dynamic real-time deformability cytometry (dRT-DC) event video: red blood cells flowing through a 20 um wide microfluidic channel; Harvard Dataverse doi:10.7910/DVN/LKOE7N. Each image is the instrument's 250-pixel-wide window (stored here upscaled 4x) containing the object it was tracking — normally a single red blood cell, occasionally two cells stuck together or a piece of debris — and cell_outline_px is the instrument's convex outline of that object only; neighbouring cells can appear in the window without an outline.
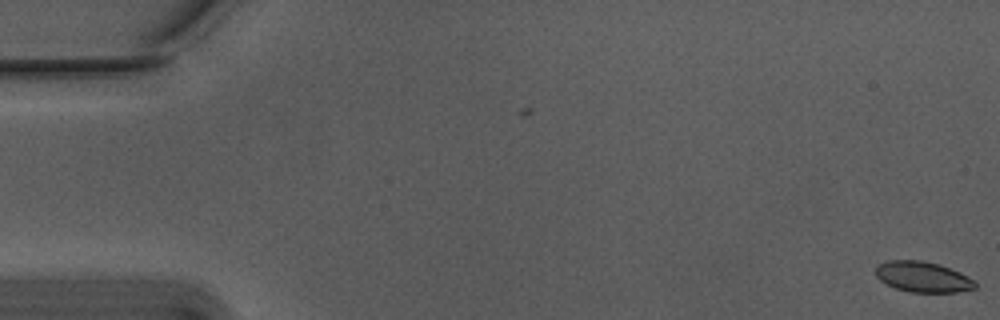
{"species": "Egyptian fruit bat (a non-hibernating species)", "species_latin": "Rousettus aegyptiacus", "temperature_condition": "warm", "stored_images_in_passage": 2, "camera_frame_rate_fps": 3000, "um_per_image_px": 0.085, "animal": {"sex": "male"}, "frame": {"image": 1, "passage_image": 2, "time_ms": 0.333, "image_size_px": [1000, 320], "cell_outline_px": [[976, 288], [956, 292], [908, 292], [896, 288], [880, 280], [876, 276], [876, 268], [880, 264], [888, 260], [920, 260], [940, 264], [960, 272], [968, 276], [976, 284]], "centroid_in_image_um": [78.44, 23.53], "position_along_channel_um": 6.6, "area_um2": 17.63}}